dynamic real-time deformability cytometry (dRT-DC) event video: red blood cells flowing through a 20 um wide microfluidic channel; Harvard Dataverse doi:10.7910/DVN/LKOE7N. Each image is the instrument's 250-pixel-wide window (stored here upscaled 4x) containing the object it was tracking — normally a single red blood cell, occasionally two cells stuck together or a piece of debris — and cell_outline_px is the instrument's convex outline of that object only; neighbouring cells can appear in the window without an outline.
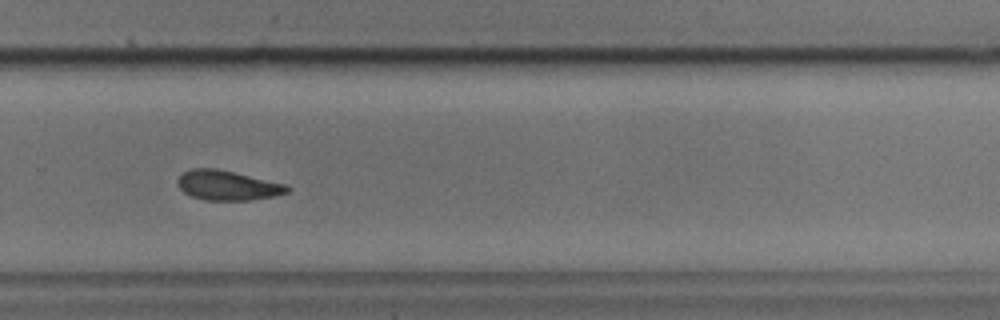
{"species": "common noctule bat (a hibernating species)", "species_latin": "Nyctalus noctula", "temperature_condition": "cold", "stored_images_in_passage": 31, "camera_frame_rate_fps": 3000, "um_per_image_px": 0.085, "animal": {"sex": "male", "body_mass_g": 17.9, "forearm_length_mm": 54.2}, "frame": {"image": 1, "passage_image": 22, "time_ms": 7.0, "image_size_px": [1000, 320], "cell_outline_px": [[292, 188], [288, 192], [272, 196], [248, 200], [204, 200], [192, 196], [184, 192], [180, 188], [176, 180], [184, 172], [192, 168], [216, 168], [288, 184]], "centroid_in_image_um": [19.36, 15.75], "position_along_channel_um": 310.4, "area_um2": 18.96}, "authors_computed_cell_mechanics": {"area_um2": 19.8254, "velocity_mm_per_s": 3.7795, "shape_relaxation_time_tau1_ms": 4.0009, "shape_relaxation_time_tau2_ms": 8.1022, "deformation_change_tau1": 0.0946, "deformation_change_tau2": 0.1574}}